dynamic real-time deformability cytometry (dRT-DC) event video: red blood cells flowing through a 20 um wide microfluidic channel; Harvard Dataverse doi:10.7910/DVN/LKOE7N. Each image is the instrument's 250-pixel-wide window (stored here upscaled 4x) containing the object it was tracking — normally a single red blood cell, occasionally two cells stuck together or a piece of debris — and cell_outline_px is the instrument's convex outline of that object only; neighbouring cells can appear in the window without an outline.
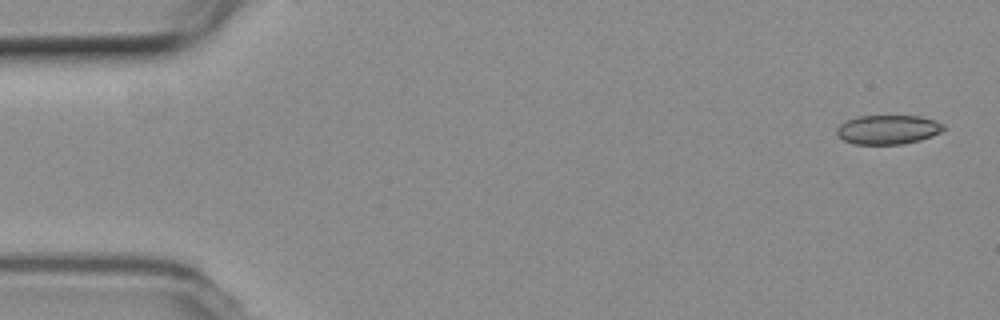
{"species": "common noctule bat (a hibernating species)", "species_latin": "Nyctalus noctula", "temperature_condition": "room temperature", "stored_images_in_passage": 54, "camera_frame_rate_fps": 3000, "um_per_image_px": 0.085, "animal": {"sex": "female", "body_mass_g": 19.3, "forearm_length_mm": 54.1}, "frame": {"image": 1, "passage_image": 2, "time_ms": 0.333, "image_size_px": [1000, 320], "cell_outline_px": [[944, 128], [940, 132], [920, 140], [904, 144], [852, 144], [844, 140], [836, 132], [836, 128], [840, 124], [856, 116], [920, 116], [936, 120], [944, 124]], "centroid_in_image_um": [75.47, 11.01], "position_along_channel_um": 9.5, "area_um2": 18.15}}
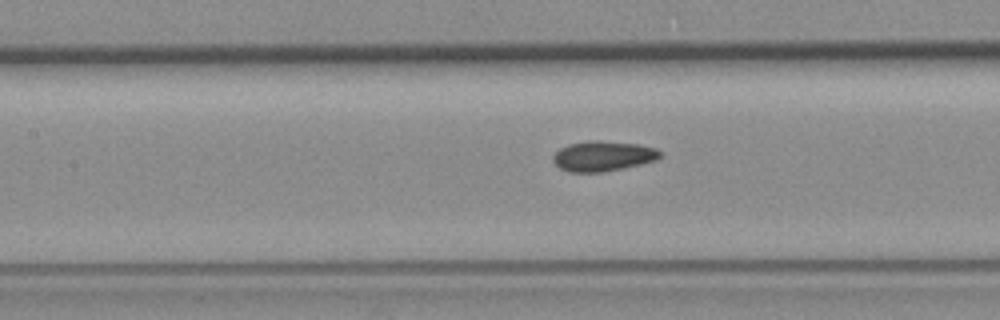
{"frame": {"image": 2, "passage_image": 24, "time_ms": 7.667, "image_size_px": [1000, 320], "cell_outline_px": [[660, 156], [656, 160], [624, 168], [604, 172], [568, 172], [560, 168], [552, 160], [552, 156], [560, 148], [568, 144], [588, 140], [600, 140], [640, 144], [656, 148], [660, 152]], "centroid_in_image_um": [51.23, 13.26], "position_along_channel_um": 156.2, "area_um2": 18.96}}
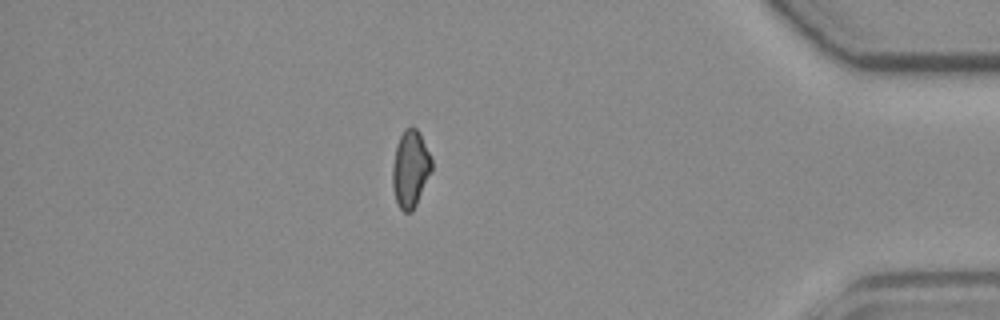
{"frame": {"image": 3, "passage_image": 47, "time_ms": 15.333, "image_size_px": [1000, 320], "cell_outline_px": [[432, 168], [416, 204], [412, 212], [404, 212], [400, 208], [396, 200], [392, 188], [392, 164], [396, 144], [404, 128], [412, 124], [420, 132], [432, 160]], "centroid_in_image_um": [34.86, 14.3], "position_along_channel_um": 400.3, "area_um2": 17.69}, "authors_computed_cell_mechanics": {"area_um2": 18.5538, "velocity_mm_per_s": 3.7559, "shape_relaxation_time_tau1_ms": null, "shape_relaxation_time_tau2_ms": 4.4357, "deformation_change_tau1": null, "deformation_change_tau2": 0.0943}}